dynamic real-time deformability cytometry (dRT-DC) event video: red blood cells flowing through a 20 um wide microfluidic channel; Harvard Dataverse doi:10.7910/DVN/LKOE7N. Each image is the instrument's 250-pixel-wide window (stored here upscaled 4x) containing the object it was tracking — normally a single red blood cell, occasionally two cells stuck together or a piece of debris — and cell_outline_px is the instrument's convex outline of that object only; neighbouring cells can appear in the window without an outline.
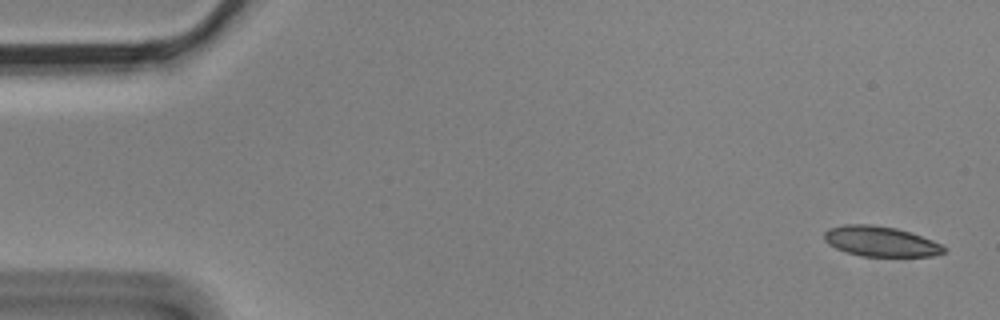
{"species": "Egyptian fruit bat (a non-hibernating species)", "species_latin": "Rousettus aegyptiacus", "temperature_condition": "cold", "stored_images_in_passage": 5, "camera_frame_rate_fps": 3000, "um_per_image_px": 0.085, "animal": {"sex": "male"}, "frame": {"image": 1, "passage_image": 1, "time_ms": 0.0, "image_size_px": [1000, 320], "cell_outline_px": [[944, 252], [932, 256], [860, 256], [836, 248], [828, 244], [824, 240], [824, 232], [828, 228], [844, 224], [872, 224], [896, 228], [912, 232], [932, 240], [940, 244], [944, 248]], "centroid_in_image_um": [74.81, 20.5], "position_along_channel_um": 10.2, "area_um2": 21.04}}
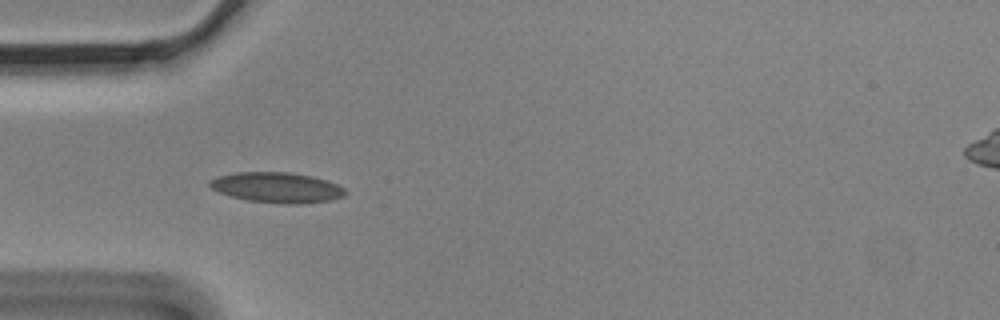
{"frame": {"image": 2, "passage_image": 5, "time_ms": 1.333, "image_size_px": [1000, 320], "cell_outline_px": [[344, 196], [332, 200], [300, 204], [288, 204], [248, 200], [232, 196], [220, 192], [212, 188], [208, 184], [208, 180], [216, 176], [236, 172], [288, 172], [312, 176], [336, 184], [344, 188]], "centroid_in_image_um": [23.51, 15.93], "position_along_channel_um": 61.5, "area_um2": 23.81}}